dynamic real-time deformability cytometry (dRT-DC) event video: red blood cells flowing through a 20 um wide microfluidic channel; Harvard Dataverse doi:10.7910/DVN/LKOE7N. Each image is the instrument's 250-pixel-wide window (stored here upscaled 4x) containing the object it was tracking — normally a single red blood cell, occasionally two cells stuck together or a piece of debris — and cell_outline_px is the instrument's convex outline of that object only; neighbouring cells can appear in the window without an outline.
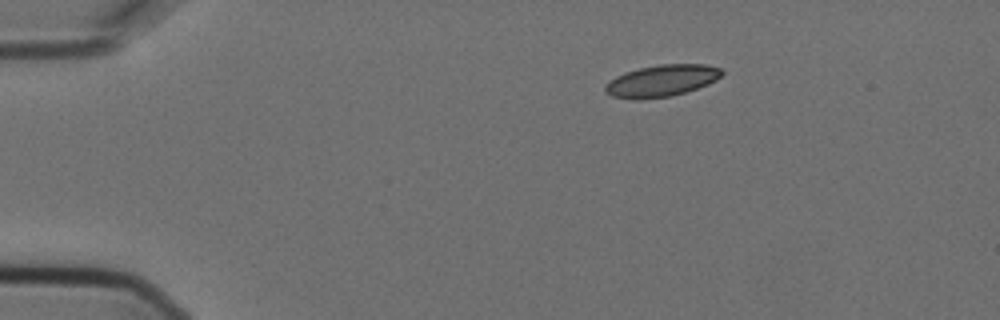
{"species": "Egyptian fruit bat (a non-hibernating species)", "species_latin": "Rousettus aegyptiacus", "temperature_condition": "cold", "stored_images_in_passage": 3, "camera_frame_rate_fps": 3000, "um_per_image_px": 0.085, "animal": {"sex": "female"}, "frame": {"image": 1, "passage_image": 1, "time_ms": 0.0, "image_size_px": [1000, 320], "cell_outline_px": [[724, 72], [716, 80], [708, 84], [684, 92], [668, 96], [636, 100], [612, 96], [604, 92], [604, 84], [608, 80], [624, 72], [640, 68], [660, 64], [704, 64], [720, 68]], "centroid_in_image_um": [56.19, 6.86], "position_along_channel_um": 28.8, "area_um2": 21.56}}
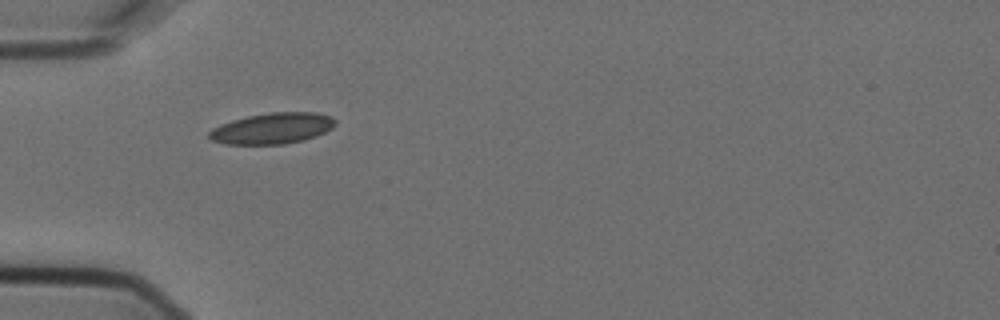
{"frame": {"image": 2, "passage_image": 3, "time_ms": 0.667, "image_size_px": [1000, 320], "cell_outline_px": [[336, 124], [332, 128], [316, 136], [304, 140], [284, 144], [224, 144], [212, 140], [208, 136], [208, 132], [212, 128], [220, 124], [232, 120], [248, 116], [268, 112], [316, 112], [332, 116], [336, 120]], "centroid_in_image_um": [23.16, 10.9], "position_along_channel_um": 61.8, "area_um2": 22.95}}